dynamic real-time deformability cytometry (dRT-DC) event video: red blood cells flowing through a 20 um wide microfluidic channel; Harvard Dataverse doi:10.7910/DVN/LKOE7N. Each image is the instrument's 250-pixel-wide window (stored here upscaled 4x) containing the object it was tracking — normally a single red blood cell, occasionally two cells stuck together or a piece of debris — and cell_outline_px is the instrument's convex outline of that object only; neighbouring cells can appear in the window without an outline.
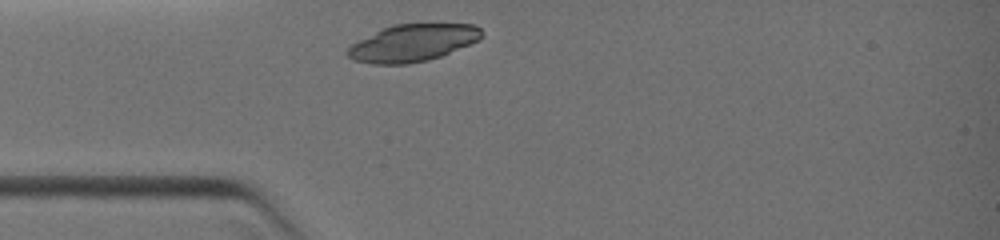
{"species": "common noctule bat (a hibernating species)", "species_latin": "Nyctalus noctula", "temperature_condition": "warm", "stored_images_in_passage": 3, "camera_frame_rate_fps": 3000, "um_per_image_px": 0.085, "animal": {"sex": "female", "body_mass_g": 19.0, "forearm_length_mm": 51.5}, "frame": {"image": 1, "passage_image": 1, "time_ms": 0.0, "image_size_px": [1000, 240], "cell_outline_px": [[484, 36], [480, 40], [440, 56], [428, 60], [408, 64], [372, 64], [356, 60], [348, 56], [344, 52], [352, 44], [392, 24], [472, 24], [480, 28], [484, 32]], "centroid_in_image_um": [35.12, 3.65], "position_along_channel_um": 49.9, "area_um2": 28.84}}
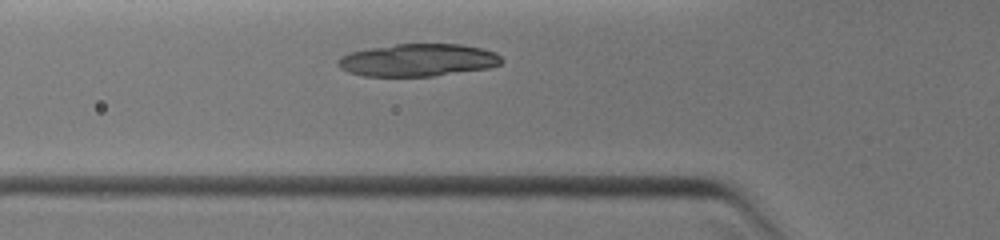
{"frame": {"image": 2, "passage_image": 3, "time_ms": 1.0, "image_size_px": [1000, 240], "cell_outline_px": [[504, 60], [500, 64], [488, 68], [432, 76], [364, 76], [348, 72], [340, 68], [336, 64], [336, 60], [340, 56], [352, 52], [372, 48], [396, 44], [460, 44], [480, 48], [496, 52]], "centroid_in_image_um": [35.51, 5.11], "position_along_channel_um": 90.3, "area_um2": 30.92}}